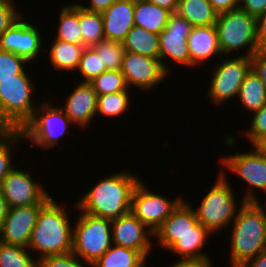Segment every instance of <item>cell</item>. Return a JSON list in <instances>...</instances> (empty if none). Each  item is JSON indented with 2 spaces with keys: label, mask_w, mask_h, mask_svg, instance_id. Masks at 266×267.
Returning a JSON list of instances; mask_svg holds the SVG:
<instances>
[{
  "label": "cell",
  "mask_w": 266,
  "mask_h": 267,
  "mask_svg": "<svg viewBox=\"0 0 266 267\" xmlns=\"http://www.w3.org/2000/svg\"><path fill=\"white\" fill-rule=\"evenodd\" d=\"M127 169L103 175L84 195L81 193L75 201L77 207L82 212L110 220L131 212L133 192L141 179L140 173Z\"/></svg>",
  "instance_id": "1"
},
{
  "label": "cell",
  "mask_w": 266,
  "mask_h": 267,
  "mask_svg": "<svg viewBox=\"0 0 266 267\" xmlns=\"http://www.w3.org/2000/svg\"><path fill=\"white\" fill-rule=\"evenodd\" d=\"M54 197L40 209L29 241L28 248L38 261L45 256L70 253L73 249L75 216L72 218L65 208L71 206H63Z\"/></svg>",
  "instance_id": "2"
},
{
  "label": "cell",
  "mask_w": 266,
  "mask_h": 267,
  "mask_svg": "<svg viewBox=\"0 0 266 267\" xmlns=\"http://www.w3.org/2000/svg\"><path fill=\"white\" fill-rule=\"evenodd\" d=\"M231 228V230H229ZM229 267H239L266 248V210L260 202H244L229 226Z\"/></svg>",
  "instance_id": "3"
},
{
  "label": "cell",
  "mask_w": 266,
  "mask_h": 267,
  "mask_svg": "<svg viewBox=\"0 0 266 267\" xmlns=\"http://www.w3.org/2000/svg\"><path fill=\"white\" fill-rule=\"evenodd\" d=\"M29 69L26 67L16 78L0 82V129L20 130L41 103L34 96L37 81L33 80Z\"/></svg>",
  "instance_id": "4"
},
{
  "label": "cell",
  "mask_w": 266,
  "mask_h": 267,
  "mask_svg": "<svg viewBox=\"0 0 266 267\" xmlns=\"http://www.w3.org/2000/svg\"><path fill=\"white\" fill-rule=\"evenodd\" d=\"M218 177L210 186V190L204 191L199 206L193 207L192 202L187 201L194 209L198 222H200L211 234H221L232 224L239 208L243 205L236 197L229 176H225L218 170ZM238 202V203H237ZM240 203V204H239ZM223 230V231H222ZM220 232V233H219Z\"/></svg>",
  "instance_id": "5"
},
{
  "label": "cell",
  "mask_w": 266,
  "mask_h": 267,
  "mask_svg": "<svg viewBox=\"0 0 266 267\" xmlns=\"http://www.w3.org/2000/svg\"><path fill=\"white\" fill-rule=\"evenodd\" d=\"M215 28L223 57H251L256 51L261 50L257 18L240 8L218 14Z\"/></svg>",
  "instance_id": "6"
},
{
  "label": "cell",
  "mask_w": 266,
  "mask_h": 267,
  "mask_svg": "<svg viewBox=\"0 0 266 267\" xmlns=\"http://www.w3.org/2000/svg\"><path fill=\"white\" fill-rule=\"evenodd\" d=\"M49 100L41 101L33 117L20 129L24 140L30 144L28 148H38L45 154L58 146L61 149L59 141L70 133V126L75 127L59 105Z\"/></svg>",
  "instance_id": "7"
},
{
  "label": "cell",
  "mask_w": 266,
  "mask_h": 267,
  "mask_svg": "<svg viewBox=\"0 0 266 267\" xmlns=\"http://www.w3.org/2000/svg\"><path fill=\"white\" fill-rule=\"evenodd\" d=\"M75 204L72 252L81 260L93 264L113 244L111 220L82 212Z\"/></svg>",
  "instance_id": "8"
},
{
  "label": "cell",
  "mask_w": 266,
  "mask_h": 267,
  "mask_svg": "<svg viewBox=\"0 0 266 267\" xmlns=\"http://www.w3.org/2000/svg\"><path fill=\"white\" fill-rule=\"evenodd\" d=\"M250 150L240 152L236 149L233 154L229 152L230 155L227 152L226 155L223 153L218 157V163L222 166L219 170L225 176L231 172V175L243 181L241 183L245 182V194L241 197L244 202H260L258 192L266 194V157L253 147Z\"/></svg>",
  "instance_id": "9"
},
{
  "label": "cell",
  "mask_w": 266,
  "mask_h": 267,
  "mask_svg": "<svg viewBox=\"0 0 266 267\" xmlns=\"http://www.w3.org/2000/svg\"><path fill=\"white\" fill-rule=\"evenodd\" d=\"M222 57L215 62V65H211L210 78L206 80L208 84L206 99H210L209 102L216 108L234 102L246 74L251 69L250 57L225 56L223 59Z\"/></svg>",
  "instance_id": "10"
},
{
  "label": "cell",
  "mask_w": 266,
  "mask_h": 267,
  "mask_svg": "<svg viewBox=\"0 0 266 267\" xmlns=\"http://www.w3.org/2000/svg\"><path fill=\"white\" fill-rule=\"evenodd\" d=\"M25 166L26 164L22 168L20 164L17 165L0 185L3 197L6 199L9 208L45 205L53 197L51 192L46 191L45 184L37 180L42 178H35L29 170L30 168Z\"/></svg>",
  "instance_id": "11"
},
{
  "label": "cell",
  "mask_w": 266,
  "mask_h": 267,
  "mask_svg": "<svg viewBox=\"0 0 266 267\" xmlns=\"http://www.w3.org/2000/svg\"><path fill=\"white\" fill-rule=\"evenodd\" d=\"M192 28L193 26L187 19L174 12L170 14L164 30L158 34L160 46L159 59L165 71L172 78L174 77L171 75V63L175 64V66H181V68H190L187 38Z\"/></svg>",
  "instance_id": "12"
},
{
  "label": "cell",
  "mask_w": 266,
  "mask_h": 267,
  "mask_svg": "<svg viewBox=\"0 0 266 267\" xmlns=\"http://www.w3.org/2000/svg\"><path fill=\"white\" fill-rule=\"evenodd\" d=\"M143 181L140 180L133 192L131 212L155 233L184 199V194L171 199L165 194L153 192L152 188L149 189L148 184Z\"/></svg>",
  "instance_id": "13"
},
{
  "label": "cell",
  "mask_w": 266,
  "mask_h": 267,
  "mask_svg": "<svg viewBox=\"0 0 266 267\" xmlns=\"http://www.w3.org/2000/svg\"><path fill=\"white\" fill-rule=\"evenodd\" d=\"M26 17L24 12L0 36V50L13 52L23 57L28 63L37 65L36 62L38 59L43 60L40 56L45 53L43 52L46 44L45 36H42L43 30H40L41 28L35 23L27 21Z\"/></svg>",
  "instance_id": "14"
},
{
  "label": "cell",
  "mask_w": 266,
  "mask_h": 267,
  "mask_svg": "<svg viewBox=\"0 0 266 267\" xmlns=\"http://www.w3.org/2000/svg\"><path fill=\"white\" fill-rule=\"evenodd\" d=\"M121 72L128 88L153 93L171 76L163 68L160 59L125 51ZM135 87V88H134Z\"/></svg>",
  "instance_id": "15"
},
{
  "label": "cell",
  "mask_w": 266,
  "mask_h": 267,
  "mask_svg": "<svg viewBox=\"0 0 266 267\" xmlns=\"http://www.w3.org/2000/svg\"><path fill=\"white\" fill-rule=\"evenodd\" d=\"M210 233L200 222L192 206L184 198L154 233L155 250H166L186 234Z\"/></svg>",
  "instance_id": "16"
},
{
  "label": "cell",
  "mask_w": 266,
  "mask_h": 267,
  "mask_svg": "<svg viewBox=\"0 0 266 267\" xmlns=\"http://www.w3.org/2000/svg\"><path fill=\"white\" fill-rule=\"evenodd\" d=\"M111 233L113 244L137 250L147 260L152 257L154 233L132 212L111 220Z\"/></svg>",
  "instance_id": "17"
},
{
  "label": "cell",
  "mask_w": 266,
  "mask_h": 267,
  "mask_svg": "<svg viewBox=\"0 0 266 267\" xmlns=\"http://www.w3.org/2000/svg\"><path fill=\"white\" fill-rule=\"evenodd\" d=\"M65 102L58 104L66 116L78 128H90L96 118L98 95L90 82H75ZM61 105V106H60Z\"/></svg>",
  "instance_id": "18"
},
{
  "label": "cell",
  "mask_w": 266,
  "mask_h": 267,
  "mask_svg": "<svg viewBox=\"0 0 266 267\" xmlns=\"http://www.w3.org/2000/svg\"><path fill=\"white\" fill-rule=\"evenodd\" d=\"M43 206L10 207L0 228V241L4 244L28 248L38 213Z\"/></svg>",
  "instance_id": "19"
},
{
  "label": "cell",
  "mask_w": 266,
  "mask_h": 267,
  "mask_svg": "<svg viewBox=\"0 0 266 267\" xmlns=\"http://www.w3.org/2000/svg\"><path fill=\"white\" fill-rule=\"evenodd\" d=\"M187 43L190 55V70L191 67H194L193 69L202 68V66L208 65L210 61L216 62L215 58L219 59L222 56L215 25L193 27L187 38Z\"/></svg>",
  "instance_id": "20"
},
{
  "label": "cell",
  "mask_w": 266,
  "mask_h": 267,
  "mask_svg": "<svg viewBox=\"0 0 266 267\" xmlns=\"http://www.w3.org/2000/svg\"><path fill=\"white\" fill-rule=\"evenodd\" d=\"M135 0H116L102 12L105 39L123 42L135 25Z\"/></svg>",
  "instance_id": "21"
},
{
  "label": "cell",
  "mask_w": 266,
  "mask_h": 267,
  "mask_svg": "<svg viewBox=\"0 0 266 267\" xmlns=\"http://www.w3.org/2000/svg\"><path fill=\"white\" fill-rule=\"evenodd\" d=\"M48 41H51V43L49 42L50 45L45 46L49 48H45L46 51L44 52H48L46 59L50 61L53 69L58 73L62 71L66 74H76L85 46L56 39L52 40V38Z\"/></svg>",
  "instance_id": "22"
},
{
  "label": "cell",
  "mask_w": 266,
  "mask_h": 267,
  "mask_svg": "<svg viewBox=\"0 0 266 267\" xmlns=\"http://www.w3.org/2000/svg\"><path fill=\"white\" fill-rule=\"evenodd\" d=\"M59 14L56 34L53 39L83 45V37L79 24V5L66 2L58 8Z\"/></svg>",
  "instance_id": "23"
},
{
  "label": "cell",
  "mask_w": 266,
  "mask_h": 267,
  "mask_svg": "<svg viewBox=\"0 0 266 267\" xmlns=\"http://www.w3.org/2000/svg\"><path fill=\"white\" fill-rule=\"evenodd\" d=\"M171 12L147 0H135L134 22L151 33L159 34L168 23Z\"/></svg>",
  "instance_id": "24"
},
{
  "label": "cell",
  "mask_w": 266,
  "mask_h": 267,
  "mask_svg": "<svg viewBox=\"0 0 266 267\" xmlns=\"http://www.w3.org/2000/svg\"><path fill=\"white\" fill-rule=\"evenodd\" d=\"M239 106L250 115L266 105V92L258 75L250 69L246 74L237 95Z\"/></svg>",
  "instance_id": "25"
},
{
  "label": "cell",
  "mask_w": 266,
  "mask_h": 267,
  "mask_svg": "<svg viewBox=\"0 0 266 267\" xmlns=\"http://www.w3.org/2000/svg\"><path fill=\"white\" fill-rule=\"evenodd\" d=\"M213 236L211 233L183 235L166 252L168 251L169 255L172 254L173 257L177 256L178 259H212L204 248L206 245L208 247L207 242H210L208 240Z\"/></svg>",
  "instance_id": "26"
},
{
  "label": "cell",
  "mask_w": 266,
  "mask_h": 267,
  "mask_svg": "<svg viewBox=\"0 0 266 267\" xmlns=\"http://www.w3.org/2000/svg\"><path fill=\"white\" fill-rule=\"evenodd\" d=\"M176 12L193 27L215 25L218 16L209 0H179Z\"/></svg>",
  "instance_id": "27"
},
{
  "label": "cell",
  "mask_w": 266,
  "mask_h": 267,
  "mask_svg": "<svg viewBox=\"0 0 266 267\" xmlns=\"http://www.w3.org/2000/svg\"><path fill=\"white\" fill-rule=\"evenodd\" d=\"M122 43L125 51L159 59L160 46L158 34L151 33L134 25Z\"/></svg>",
  "instance_id": "28"
},
{
  "label": "cell",
  "mask_w": 266,
  "mask_h": 267,
  "mask_svg": "<svg viewBox=\"0 0 266 267\" xmlns=\"http://www.w3.org/2000/svg\"><path fill=\"white\" fill-rule=\"evenodd\" d=\"M146 262L139 251L112 244L91 267H142Z\"/></svg>",
  "instance_id": "29"
},
{
  "label": "cell",
  "mask_w": 266,
  "mask_h": 267,
  "mask_svg": "<svg viewBox=\"0 0 266 267\" xmlns=\"http://www.w3.org/2000/svg\"><path fill=\"white\" fill-rule=\"evenodd\" d=\"M131 90L128 88L126 91H121L117 93H111L106 95H99L97 102L96 118L103 117L108 121L115 120L117 117H124L127 112H130L129 108L132 107L131 103L133 101ZM131 94V95H130ZM131 106V107H130Z\"/></svg>",
  "instance_id": "30"
},
{
  "label": "cell",
  "mask_w": 266,
  "mask_h": 267,
  "mask_svg": "<svg viewBox=\"0 0 266 267\" xmlns=\"http://www.w3.org/2000/svg\"><path fill=\"white\" fill-rule=\"evenodd\" d=\"M23 134L20 130H4L0 129V185L4 178L18 165L16 164V158L14 150L20 147L18 144L21 143L23 146ZM15 162V163H14Z\"/></svg>",
  "instance_id": "31"
},
{
  "label": "cell",
  "mask_w": 266,
  "mask_h": 267,
  "mask_svg": "<svg viewBox=\"0 0 266 267\" xmlns=\"http://www.w3.org/2000/svg\"><path fill=\"white\" fill-rule=\"evenodd\" d=\"M79 24L83 46L91 47L105 39L101 12H91L79 6Z\"/></svg>",
  "instance_id": "32"
},
{
  "label": "cell",
  "mask_w": 266,
  "mask_h": 267,
  "mask_svg": "<svg viewBox=\"0 0 266 267\" xmlns=\"http://www.w3.org/2000/svg\"><path fill=\"white\" fill-rule=\"evenodd\" d=\"M0 267H38V260L29 248L0 241Z\"/></svg>",
  "instance_id": "33"
},
{
  "label": "cell",
  "mask_w": 266,
  "mask_h": 267,
  "mask_svg": "<svg viewBox=\"0 0 266 267\" xmlns=\"http://www.w3.org/2000/svg\"><path fill=\"white\" fill-rule=\"evenodd\" d=\"M105 64L107 70H121L125 48L123 43L102 39L91 46Z\"/></svg>",
  "instance_id": "34"
},
{
  "label": "cell",
  "mask_w": 266,
  "mask_h": 267,
  "mask_svg": "<svg viewBox=\"0 0 266 267\" xmlns=\"http://www.w3.org/2000/svg\"><path fill=\"white\" fill-rule=\"evenodd\" d=\"M97 95H106L126 91L128 89L121 70H107L90 82Z\"/></svg>",
  "instance_id": "35"
},
{
  "label": "cell",
  "mask_w": 266,
  "mask_h": 267,
  "mask_svg": "<svg viewBox=\"0 0 266 267\" xmlns=\"http://www.w3.org/2000/svg\"><path fill=\"white\" fill-rule=\"evenodd\" d=\"M107 71L96 51L92 47H85L76 70L81 82H91L95 77Z\"/></svg>",
  "instance_id": "36"
},
{
  "label": "cell",
  "mask_w": 266,
  "mask_h": 267,
  "mask_svg": "<svg viewBox=\"0 0 266 267\" xmlns=\"http://www.w3.org/2000/svg\"><path fill=\"white\" fill-rule=\"evenodd\" d=\"M32 64L28 63L23 57L9 51L0 50V82L10 78H16L26 67Z\"/></svg>",
  "instance_id": "37"
},
{
  "label": "cell",
  "mask_w": 266,
  "mask_h": 267,
  "mask_svg": "<svg viewBox=\"0 0 266 267\" xmlns=\"http://www.w3.org/2000/svg\"><path fill=\"white\" fill-rule=\"evenodd\" d=\"M248 117H250L248 128L241 131L245 132L242 135L251 146L258 138L266 136V105L253 112L252 115L248 114Z\"/></svg>",
  "instance_id": "38"
},
{
  "label": "cell",
  "mask_w": 266,
  "mask_h": 267,
  "mask_svg": "<svg viewBox=\"0 0 266 267\" xmlns=\"http://www.w3.org/2000/svg\"><path fill=\"white\" fill-rule=\"evenodd\" d=\"M38 267H91V264L70 252L63 255L45 256L38 261Z\"/></svg>",
  "instance_id": "39"
},
{
  "label": "cell",
  "mask_w": 266,
  "mask_h": 267,
  "mask_svg": "<svg viewBox=\"0 0 266 267\" xmlns=\"http://www.w3.org/2000/svg\"><path fill=\"white\" fill-rule=\"evenodd\" d=\"M15 1H0V36L24 13Z\"/></svg>",
  "instance_id": "40"
},
{
  "label": "cell",
  "mask_w": 266,
  "mask_h": 267,
  "mask_svg": "<svg viewBox=\"0 0 266 267\" xmlns=\"http://www.w3.org/2000/svg\"><path fill=\"white\" fill-rule=\"evenodd\" d=\"M250 58L251 69L261 79L266 92V49L256 51Z\"/></svg>",
  "instance_id": "41"
},
{
  "label": "cell",
  "mask_w": 266,
  "mask_h": 267,
  "mask_svg": "<svg viewBox=\"0 0 266 267\" xmlns=\"http://www.w3.org/2000/svg\"><path fill=\"white\" fill-rule=\"evenodd\" d=\"M239 8L258 18L266 11V0H240Z\"/></svg>",
  "instance_id": "42"
},
{
  "label": "cell",
  "mask_w": 266,
  "mask_h": 267,
  "mask_svg": "<svg viewBox=\"0 0 266 267\" xmlns=\"http://www.w3.org/2000/svg\"><path fill=\"white\" fill-rule=\"evenodd\" d=\"M174 260L169 265L167 264L166 267H213L214 265L213 259H178L176 257Z\"/></svg>",
  "instance_id": "43"
},
{
  "label": "cell",
  "mask_w": 266,
  "mask_h": 267,
  "mask_svg": "<svg viewBox=\"0 0 266 267\" xmlns=\"http://www.w3.org/2000/svg\"><path fill=\"white\" fill-rule=\"evenodd\" d=\"M115 1L116 0H86V2H88V3H85V1L78 0V2H76V4H78L80 7L84 8L85 10H88L91 12H101L102 13L104 10H106Z\"/></svg>",
  "instance_id": "44"
},
{
  "label": "cell",
  "mask_w": 266,
  "mask_h": 267,
  "mask_svg": "<svg viewBox=\"0 0 266 267\" xmlns=\"http://www.w3.org/2000/svg\"><path fill=\"white\" fill-rule=\"evenodd\" d=\"M209 2L213 9L220 14L239 8L240 0H209Z\"/></svg>",
  "instance_id": "45"
},
{
  "label": "cell",
  "mask_w": 266,
  "mask_h": 267,
  "mask_svg": "<svg viewBox=\"0 0 266 267\" xmlns=\"http://www.w3.org/2000/svg\"><path fill=\"white\" fill-rule=\"evenodd\" d=\"M257 30L260 49H266V11L257 18Z\"/></svg>",
  "instance_id": "46"
},
{
  "label": "cell",
  "mask_w": 266,
  "mask_h": 267,
  "mask_svg": "<svg viewBox=\"0 0 266 267\" xmlns=\"http://www.w3.org/2000/svg\"><path fill=\"white\" fill-rule=\"evenodd\" d=\"M239 267H266V248L256 257L245 261Z\"/></svg>",
  "instance_id": "47"
},
{
  "label": "cell",
  "mask_w": 266,
  "mask_h": 267,
  "mask_svg": "<svg viewBox=\"0 0 266 267\" xmlns=\"http://www.w3.org/2000/svg\"><path fill=\"white\" fill-rule=\"evenodd\" d=\"M147 1L157 6H160L161 8H164L170 11L171 13H174L177 11L179 0H147Z\"/></svg>",
  "instance_id": "48"
},
{
  "label": "cell",
  "mask_w": 266,
  "mask_h": 267,
  "mask_svg": "<svg viewBox=\"0 0 266 267\" xmlns=\"http://www.w3.org/2000/svg\"><path fill=\"white\" fill-rule=\"evenodd\" d=\"M9 206L6 199L3 197V193L0 188V228L3 224V221L8 213Z\"/></svg>",
  "instance_id": "49"
},
{
  "label": "cell",
  "mask_w": 266,
  "mask_h": 267,
  "mask_svg": "<svg viewBox=\"0 0 266 267\" xmlns=\"http://www.w3.org/2000/svg\"><path fill=\"white\" fill-rule=\"evenodd\" d=\"M250 147L266 157V136L258 138Z\"/></svg>",
  "instance_id": "50"
},
{
  "label": "cell",
  "mask_w": 266,
  "mask_h": 267,
  "mask_svg": "<svg viewBox=\"0 0 266 267\" xmlns=\"http://www.w3.org/2000/svg\"><path fill=\"white\" fill-rule=\"evenodd\" d=\"M149 262H150V261H147L142 267H149L148 265H151L152 267H154L155 264L152 265V264H150Z\"/></svg>",
  "instance_id": "51"
},
{
  "label": "cell",
  "mask_w": 266,
  "mask_h": 267,
  "mask_svg": "<svg viewBox=\"0 0 266 267\" xmlns=\"http://www.w3.org/2000/svg\"><path fill=\"white\" fill-rule=\"evenodd\" d=\"M0 1H18V0H0Z\"/></svg>",
  "instance_id": "52"
}]
</instances>
